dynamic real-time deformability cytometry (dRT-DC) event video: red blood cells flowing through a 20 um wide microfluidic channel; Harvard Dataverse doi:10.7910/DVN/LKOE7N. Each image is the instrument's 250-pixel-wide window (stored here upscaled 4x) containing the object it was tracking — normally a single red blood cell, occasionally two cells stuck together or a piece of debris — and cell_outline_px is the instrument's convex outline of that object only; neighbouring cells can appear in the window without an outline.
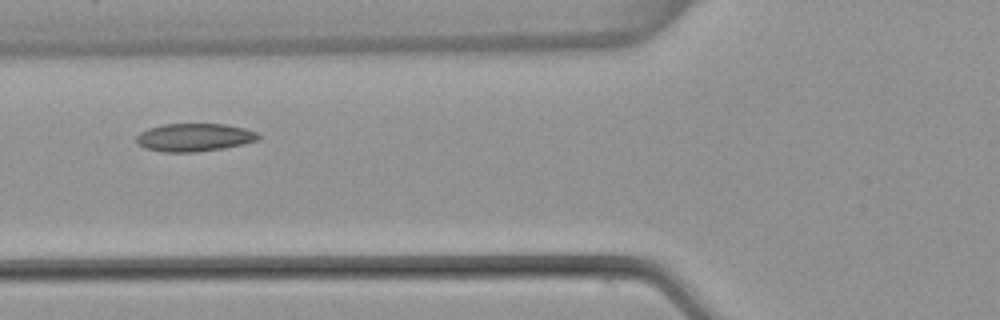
{"species": "common noctule bat (a hibernating species)", "species_latin": "Nyctalus noctula", "temperature_condition": "warm", "stored_images_in_passage": 4, "camera_frame_rate_fps": 3000, "um_per_image_px": 0.085, "animal": {"sex": "female", "body_mass_g": 22.7, "forearm_length_mm": 54.2}, "frame": {"image": 1, "passage_image": 3, "time_ms": 0.667, "image_size_px": [1000, 320], "cell_outline_px": [[260, 136], [256, 140], [224, 148], [196, 152], [164, 152], [144, 148], [136, 140], [136, 136], [140, 132], [148, 128], [164, 124], [224, 124], [244, 128], [256, 132]], "centroid_in_image_um": [16.47, 11.67], "position_along_channel_um": 109.3, "area_um2": 19.71}}
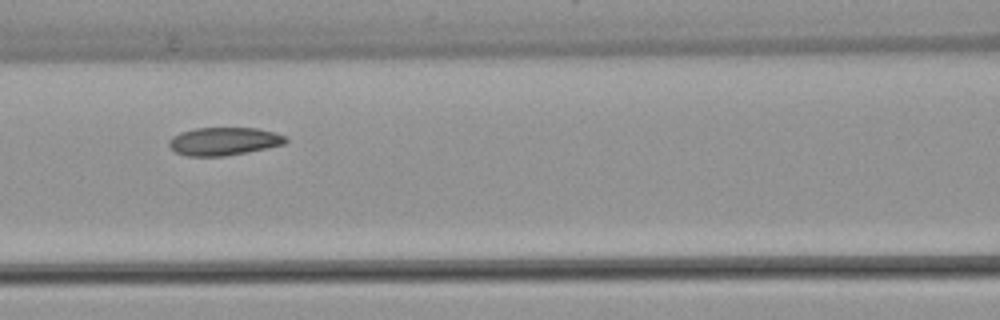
{"frame": {"image": 2, "passage_image": 4, "time_ms": 1.0, "image_size_px": [1000, 320], "cell_outline_px": [[288, 140], [284, 144], [268, 148], [248, 152], [224, 156], [188, 156], [176, 152], [168, 144], [168, 140], [172, 136], [180, 132], [196, 128], [256, 128], [272, 132], [284, 136]], "centroid_in_image_um": [19.01, 12.01], "position_along_channel_um": 147.6, "area_um2": 18.96}}